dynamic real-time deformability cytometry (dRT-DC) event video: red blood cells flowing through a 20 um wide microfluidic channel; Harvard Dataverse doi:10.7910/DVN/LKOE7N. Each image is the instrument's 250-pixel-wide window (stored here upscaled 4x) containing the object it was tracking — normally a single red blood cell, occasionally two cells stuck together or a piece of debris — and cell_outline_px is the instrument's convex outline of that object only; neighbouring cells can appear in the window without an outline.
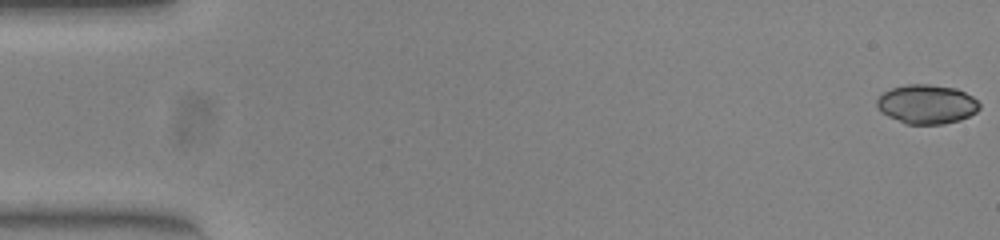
{"species": "common noctule bat (a hibernating species)", "species_latin": "Nyctalus noctula", "temperature_condition": "warm", "stored_images_in_passage": 53, "camera_frame_rate_fps": 3000, "um_per_image_px": 0.085, "animal": {"sex": "female", "body_mass_g": 23.0, "forearm_length_mm": 53.4}, "frame": {"image": 1, "passage_image": 1, "time_ms": 0.0, "image_size_px": [1000, 240], "cell_outline_px": [[980, 108], [976, 112], [960, 120], [944, 124], [904, 124], [880, 112], [876, 104], [876, 100], [884, 92], [892, 88], [908, 84], [928, 84], [956, 88], [972, 96], [980, 104]], "centroid_in_image_um": [78.76, 8.86], "position_along_channel_um": 6.2, "area_um2": 23.47}}
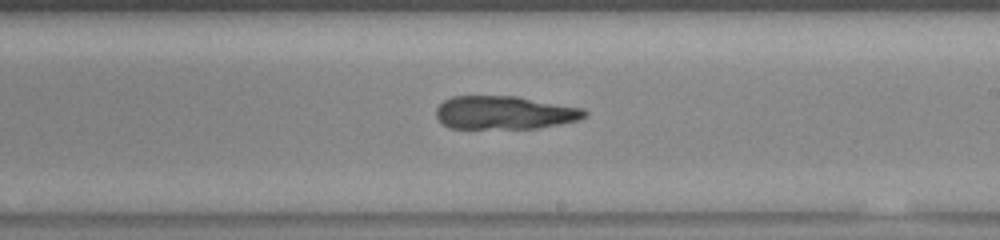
{"frame": {"image": 2, "passage_image": 31, "time_ms": 10.0, "image_size_px": [1000, 240], "cell_outline_px": [[588, 112], [584, 116], [576, 120], [560, 124], [540, 128], [448, 128], [436, 116], [436, 108], [444, 100], [452, 96], [516, 96], [584, 108]], "centroid_in_image_um": [42.88, 9.57], "position_along_channel_um": 246.1, "area_um2": 28.73}}
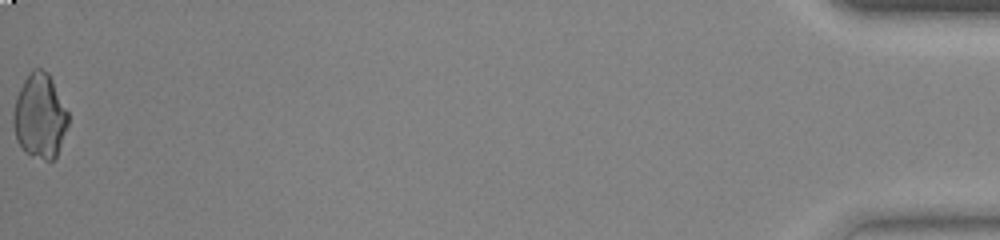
{"frame": {"image": 3, "passage_image": 53, "time_ms": 17.333, "image_size_px": [1000, 240], "cell_outline_px": [[68, 124], [56, 156], [52, 160], [44, 160], [32, 156], [24, 152], [16, 140], [12, 120], [12, 116], [16, 96], [24, 80], [32, 68], [40, 68], [48, 72], [68, 112]], "centroid_in_image_um": [3.36, 9.87], "position_along_channel_um": 431.8, "area_um2": 27.05}, "authors_computed_cell_mechanics": {"area_um2": 28.4376, "velocity_mm_per_s": 3.9413, "shape_relaxation_time_tau1_ms": null, "shape_relaxation_time_tau2_ms": 6.9678, "deformation_change_tau1": null, "deformation_change_tau2": 0.1417}}